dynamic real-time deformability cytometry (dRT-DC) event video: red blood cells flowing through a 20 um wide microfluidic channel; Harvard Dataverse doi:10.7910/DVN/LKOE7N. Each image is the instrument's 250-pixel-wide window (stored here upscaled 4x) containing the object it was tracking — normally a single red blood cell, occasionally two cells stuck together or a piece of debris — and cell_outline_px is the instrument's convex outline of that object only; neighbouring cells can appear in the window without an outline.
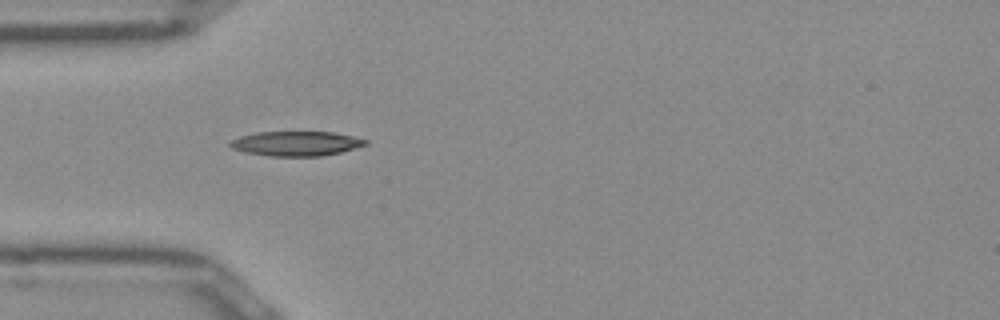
{"species": "Egyptian fruit bat (a non-hibernating species)", "species_latin": "Rousettus aegyptiacus", "temperature_condition": "room temperature", "stored_images_in_passage": 37, "camera_frame_rate_fps": 3000, "um_per_image_px": 0.085, "frame": {"image": 1, "passage_image": 1, "time_ms": 0.0, "image_size_px": [1000, 320], "cell_outline_px": [[368, 144], [340, 152], [320, 156], [268, 156], [244, 152], [232, 148], [228, 144], [228, 140], [240, 136], [256, 132], [332, 132], [352, 136], [368, 140]], "centroid_in_image_um": [25.12, 12.2], "position_along_channel_um": 59.9, "area_um2": 19.48}}
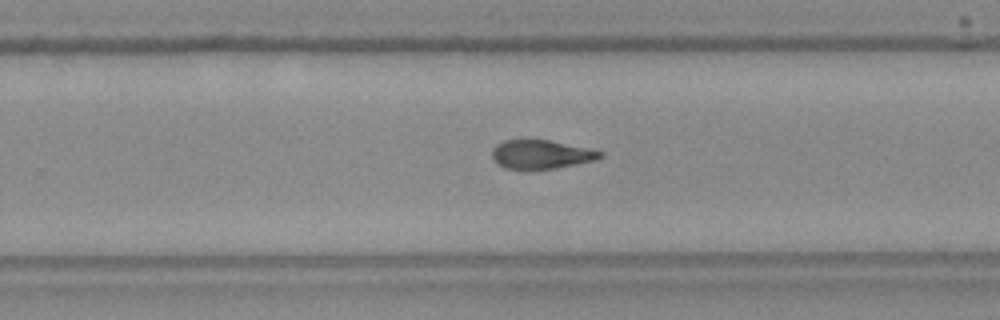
{"frame": {"image": 2, "passage_image": 18, "time_ms": 5.667, "image_size_px": [1000, 320], "cell_outline_px": [[604, 156], [596, 160], [556, 168], [528, 172], [504, 168], [496, 164], [492, 156], [492, 148], [496, 144], [504, 140], [548, 140], [604, 152]], "centroid_in_image_um": [45.93, 13.17], "position_along_channel_um": 283.9, "area_um2": 18.61}}
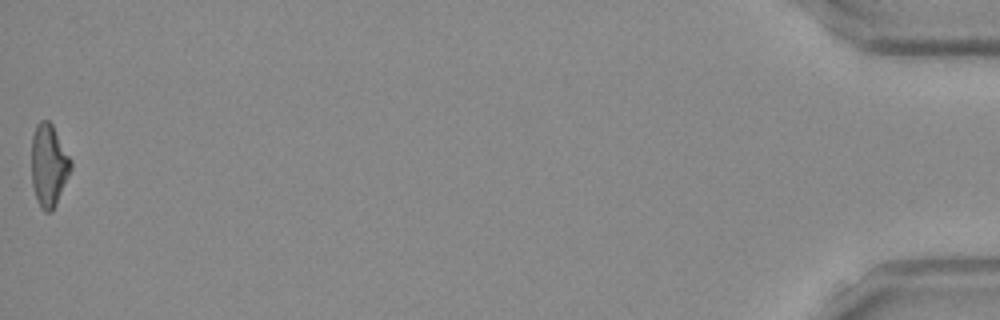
{"frame": {"image": 3, "passage_image": 37, "time_ms": 12.0, "image_size_px": [1000, 320], "cell_outline_px": [[72, 168], [56, 204], [52, 212], [44, 212], [40, 208], [36, 200], [32, 184], [32, 136], [36, 124], [40, 120], [48, 120], [52, 124], [72, 160]], "centroid_in_image_um": [4.14, 14.06], "position_along_channel_um": 431.1, "area_um2": 19.02}, "authors_computed_cell_mechanics": {"area_um2": 19.074, "velocity_mm_per_s": 3.9721, "shape_relaxation_time_tau1_ms": 7.6662, "shape_relaxation_time_tau2_ms": 3.3062, "deformation_change_tau1": 0.2185, "deformation_change_tau2": 0.1128}}